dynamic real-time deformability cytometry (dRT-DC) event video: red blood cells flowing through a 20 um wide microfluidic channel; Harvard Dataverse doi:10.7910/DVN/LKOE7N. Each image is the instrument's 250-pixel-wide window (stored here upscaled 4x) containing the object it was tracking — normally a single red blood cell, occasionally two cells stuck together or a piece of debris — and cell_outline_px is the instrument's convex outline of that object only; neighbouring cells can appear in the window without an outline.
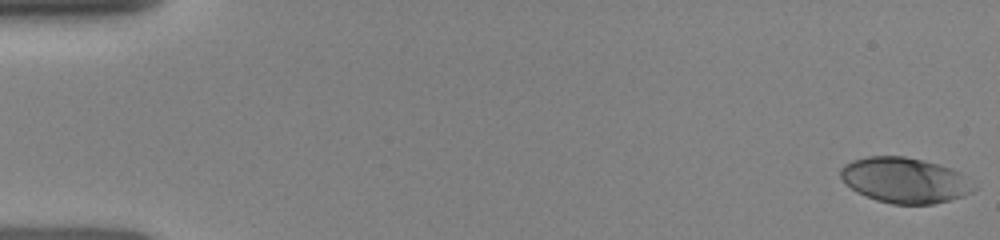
{"species": "human", "species_latin": "Homo sapiens", "temperature_condition": "room temperature", "stored_images_in_passage": 19, "camera_frame_rate_fps": 3000, "um_per_image_px": 0.085, "donor": {"sex": "female"}, "frame": {"image": 1, "passage_image": 1, "time_ms": 0.0, "image_size_px": [1000, 240], "cell_outline_px": [[976, 188], [972, 192], [964, 196], [932, 204], [892, 204], [876, 200], [856, 192], [840, 176], [840, 168], [844, 164], [852, 160], [868, 156], [904, 156], [936, 164], [960, 172]], "centroid_in_image_um": [76.88, 15.32], "position_along_channel_um": 8.1, "area_um2": 34.91}}
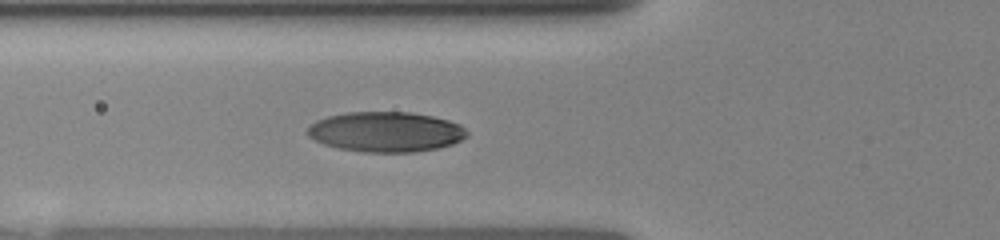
{"frame": {"image": 2, "passage_image": 14, "time_ms": 5.667, "image_size_px": [1000, 240], "cell_outline_px": [[468, 136], [452, 144], [436, 148], [412, 152], [364, 152], [340, 148], [324, 144], [308, 136], [308, 128], [316, 120], [328, 116], [348, 112], [408, 112], [432, 116], [448, 120], [460, 124], [468, 132]], "centroid_in_image_um": [32.81, 11.2], "position_along_channel_um": 93.0, "area_um2": 37.05}}
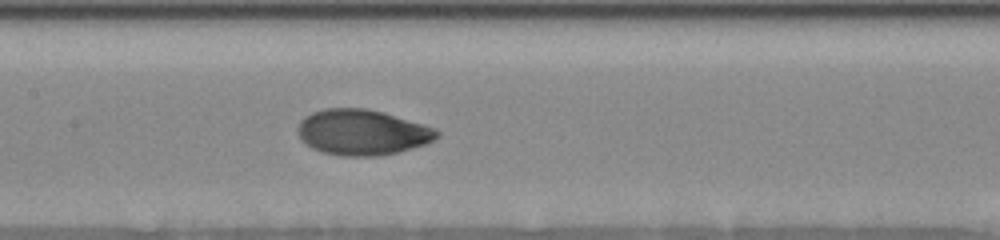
{"frame": {"image": 3, "passage_image": 19, "time_ms": 7.667, "image_size_px": [1000, 240], "cell_outline_px": [[440, 136], [424, 144], [412, 148], [380, 156], [340, 156], [320, 152], [312, 148], [300, 140], [300, 120], [304, 116], [312, 112], [324, 108], [364, 108], [384, 112], [424, 124], [436, 128], [440, 132]], "centroid_in_image_um": [30.79, 11.24], "position_along_channel_um": 176.6, "area_um2": 37.05}}